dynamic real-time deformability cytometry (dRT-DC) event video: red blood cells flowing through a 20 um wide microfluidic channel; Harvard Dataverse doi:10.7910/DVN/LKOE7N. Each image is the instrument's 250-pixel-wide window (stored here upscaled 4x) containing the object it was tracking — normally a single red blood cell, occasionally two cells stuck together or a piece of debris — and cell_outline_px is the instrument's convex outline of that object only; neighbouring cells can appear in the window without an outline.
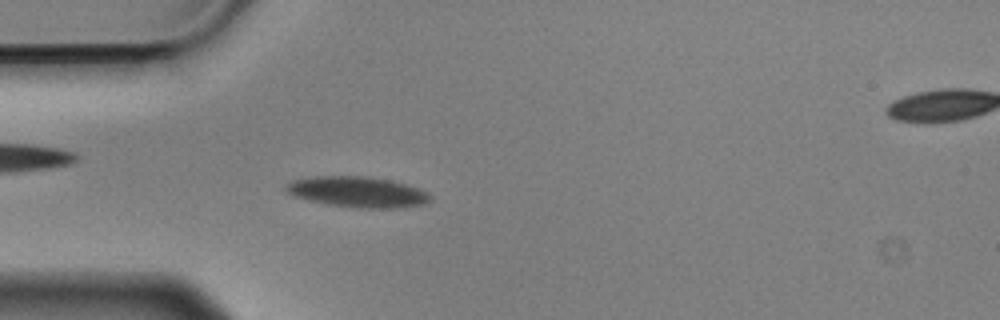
{"species": "Egyptian fruit bat (a non-hibernating species)", "species_latin": "Rousettus aegyptiacus", "temperature_condition": "cold", "stored_images_in_passage": 55, "camera_frame_rate_fps": 3000, "um_per_image_px": 0.085, "animal": {"sex": "male"}, "frame": {"image": 1, "passage_image": 15, "time_ms": 4.667, "image_size_px": [1000, 320], "cell_outline_px": [[432, 200], [424, 204], [404, 208], [356, 208], [324, 204], [308, 200], [296, 196], [288, 192], [284, 188], [292, 180], [312, 176], [364, 176], [388, 180], [404, 184], [428, 192], [432, 196]], "centroid_in_image_um": [30.41, 16.33], "position_along_channel_um": 54.6, "area_um2": 25.84}}
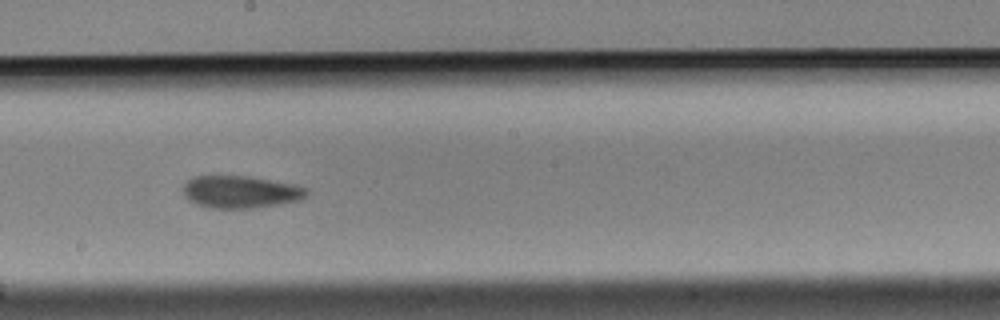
{"frame": {"image": 2, "passage_image": 30, "time_ms": 9.667, "image_size_px": [1000, 320], "cell_outline_px": [[308, 196], [300, 200], [280, 204], [252, 208], [212, 208], [188, 200], [184, 192], [184, 184], [188, 180], [196, 176], [248, 176], [292, 184], [308, 188]], "centroid_in_image_um": [20.49, 16.31], "position_along_channel_um": 227.7, "area_um2": 23.06}}
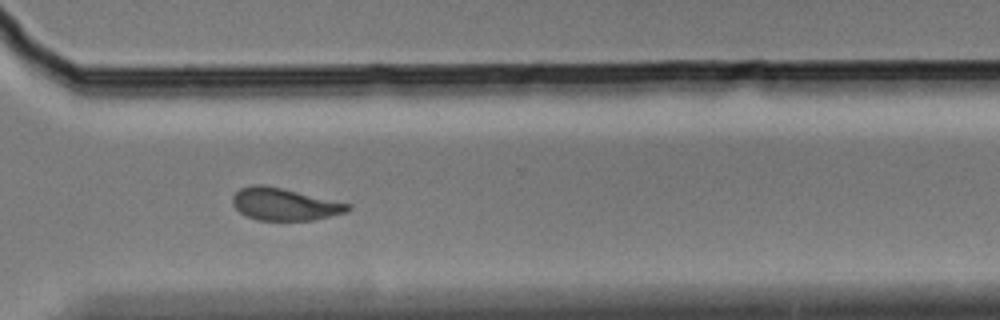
{"frame": {"image": 3, "passage_image": 40, "time_ms": 13.0, "image_size_px": [1000, 320], "cell_outline_px": [[352, 208], [348, 212], [312, 220], [256, 220], [240, 212], [232, 204], [232, 196], [240, 188], [252, 184], [260, 184], [280, 188], [352, 204]], "centroid_in_image_um": [24.18, 17.36], "position_along_channel_um": 346.4, "area_um2": 21.56}, "authors_computed_cell_mechanics": {"area_um2": 23.0622, "velocity_mm_per_s": 3.5652, "shape_relaxation_time_tau1_ms": 5.2182, "shape_relaxation_time_tau2_ms": 4.9562, "deformation_change_tau1": 0.1213, "deformation_change_tau2": 0.122}}